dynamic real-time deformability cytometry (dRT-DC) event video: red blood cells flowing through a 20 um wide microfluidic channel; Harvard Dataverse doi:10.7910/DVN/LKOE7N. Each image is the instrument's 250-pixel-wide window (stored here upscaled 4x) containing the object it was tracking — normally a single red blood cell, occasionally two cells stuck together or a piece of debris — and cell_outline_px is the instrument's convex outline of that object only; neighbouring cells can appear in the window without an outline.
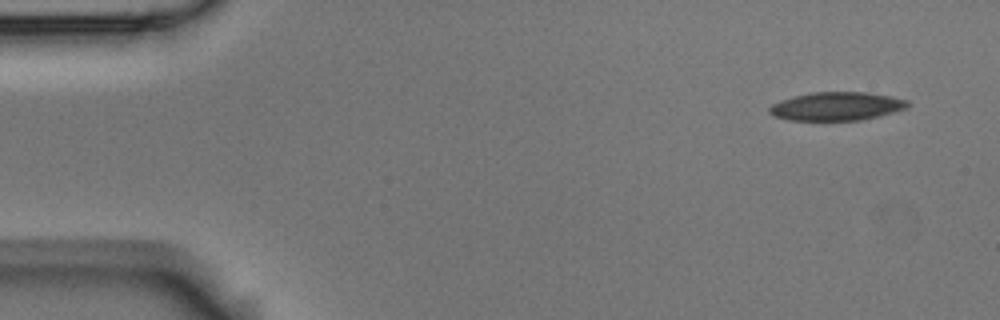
{"species": "Egyptian fruit bat (a non-hibernating species)", "species_latin": "Rousettus aegyptiacus", "temperature_condition": "room temperature", "stored_images_in_passage": 5, "camera_frame_rate_fps": 3000, "um_per_image_px": 0.085, "animal": {"sex": "male"}, "frame": {"image": 1, "passage_image": 1, "time_ms": 0.0, "image_size_px": [1000, 320], "cell_outline_px": [[908, 108], [880, 116], [860, 120], [788, 120], [776, 116], [768, 112], [768, 108], [772, 104], [780, 100], [812, 92], [868, 92], [892, 96], [908, 100]], "centroid_in_image_um": [71.14, 9.03], "position_along_channel_um": 13.9, "area_um2": 22.95}}
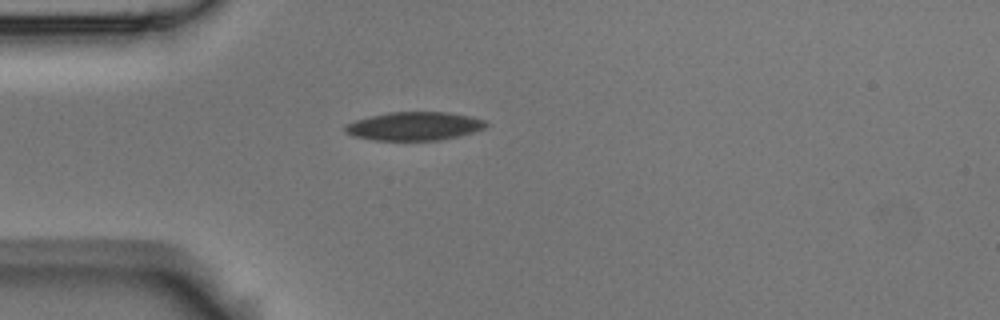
{"frame": {"image": 2, "passage_image": 4, "time_ms": 1.0, "image_size_px": [1000, 320], "cell_outline_px": [[488, 124], [484, 128], [460, 136], [440, 140], [372, 140], [352, 136], [344, 132], [344, 124], [356, 120], [388, 112], [448, 112], [472, 116], [484, 120]], "centroid_in_image_um": [35.19, 10.72], "position_along_channel_um": 49.8, "area_um2": 23.47}}